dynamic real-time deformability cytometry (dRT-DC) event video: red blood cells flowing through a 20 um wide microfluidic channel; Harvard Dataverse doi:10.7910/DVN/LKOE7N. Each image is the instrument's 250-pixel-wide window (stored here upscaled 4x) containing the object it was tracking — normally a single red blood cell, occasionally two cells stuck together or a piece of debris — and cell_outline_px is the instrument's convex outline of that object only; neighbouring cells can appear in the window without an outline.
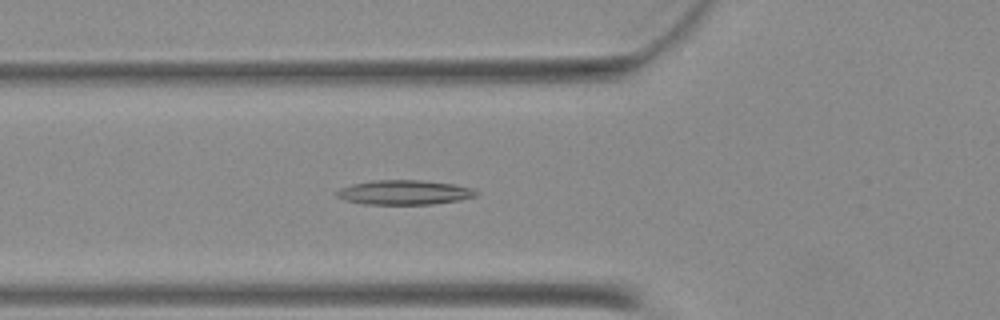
{"species": "Egyptian fruit bat (a non-hibernating species)", "species_latin": "Rousettus aegyptiacus", "temperature_condition": "warm", "stored_images_in_passage": 38, "camera_frame_rate_fps": 3000, "um_per_image_px": 0.085, "animal": {"sex": "female"}, "frame": {"image": 1, "passage_image": 8, "time_ms": 2.333, "image_size_px": [1000, 320], "cell_outline_px": [[480, 192], [476, 196], [460, 200], [432, 204], [364, 204], [344, 200], [336, 196], [336, 192], [340, 188], [352, 184], [372, 180], [420, 180], [452, 184], [472, 188]], "centroid_in_image_um": [34.36, 16.35], "position_along_channel_um": 91.4, "area_um2": 19.94}}
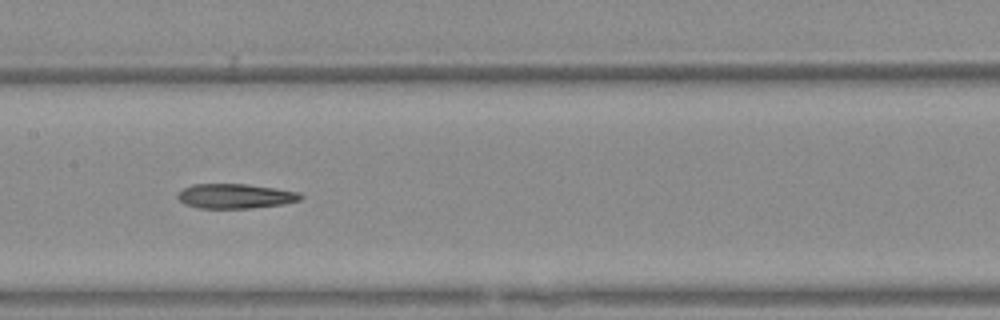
{"frame": {"image": 2, "passage_image": 15, "time_ms": 4.667, "image_size_px": [1000, 320], "cell_outline_px": [[304, 196], [300, 200], [284, 204], [248, 208], [200, 208], [184, 204], [176, 196], [184, 188], [192, 184], [248, 184], [276, 188], [300, 192]], "centroid_in_image_um": [20.03, 16.66], "position_along_channel_um": 187.4, "area_um2": 17.69}}
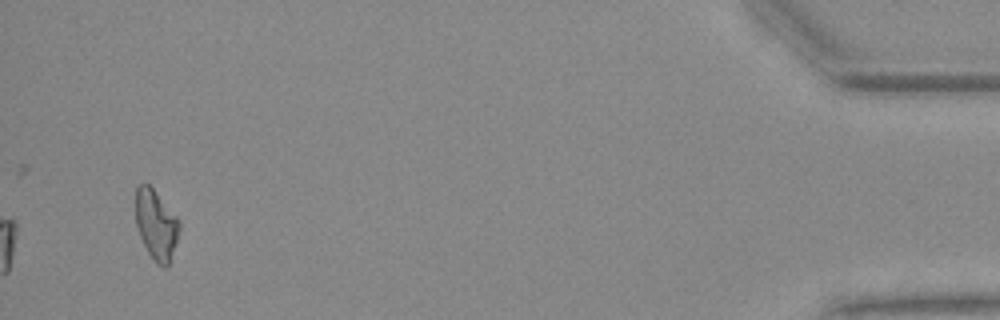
{"frame": {"image": 3, "passage_image": 38, "time_ms": 12.333, "image_size_px": [1000, 320], "cell_outline_px": [[180, 228], [168, 268], [164, 268], [156, 264], [148, 252], [140, 236], [136, 224], [136, 188], [140, 184], [148, 184], [152, 188], [180, 220]], "centroid_in_image_um": [13.28, 19.13], "position_along_channel_um": 421.9, "area_um2": 17.63}}